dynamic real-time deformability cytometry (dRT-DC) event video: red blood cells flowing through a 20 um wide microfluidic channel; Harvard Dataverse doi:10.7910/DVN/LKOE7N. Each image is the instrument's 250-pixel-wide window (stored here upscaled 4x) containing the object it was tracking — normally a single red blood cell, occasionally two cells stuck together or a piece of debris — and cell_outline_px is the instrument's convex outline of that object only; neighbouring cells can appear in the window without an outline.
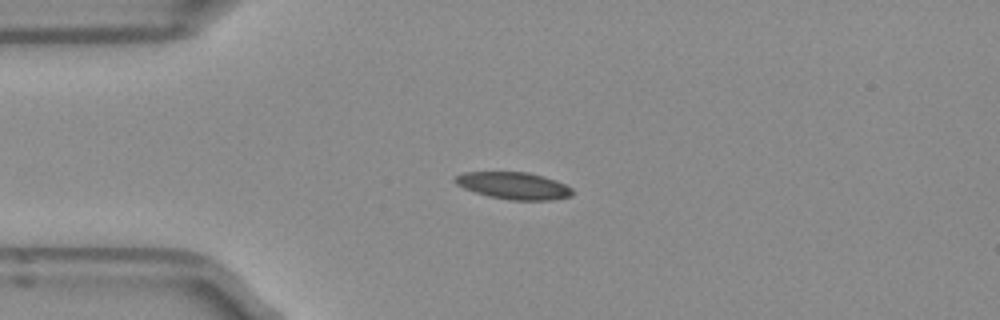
{"species": "Egyptian fruit bat (a non-hibernating species)", "species_latin": "Rousettus aegyptiacus", "temperature_condition": "room temperature", "stored_images_in_passage": 4, "camera_frame_rate_fps": 3000, "um_per_image_px": 0.085, "frame": {"image": 1, "passage_image": 1, "time_ms": 0.0, "image_size_px": [1000, 320], "cell_outline_px": [[572, 196], [552, 200], [512, 200], [488, 196], [464, 188], [456, 184], [452, 180], [456, 176], [464, 172], [528, 172], [544, 176], [556, 180], [572, 188]], "centroid_in_image_um": [43.67, 15.78], "position_along_channel_um": 41.3, "area_um2": 18.5}}